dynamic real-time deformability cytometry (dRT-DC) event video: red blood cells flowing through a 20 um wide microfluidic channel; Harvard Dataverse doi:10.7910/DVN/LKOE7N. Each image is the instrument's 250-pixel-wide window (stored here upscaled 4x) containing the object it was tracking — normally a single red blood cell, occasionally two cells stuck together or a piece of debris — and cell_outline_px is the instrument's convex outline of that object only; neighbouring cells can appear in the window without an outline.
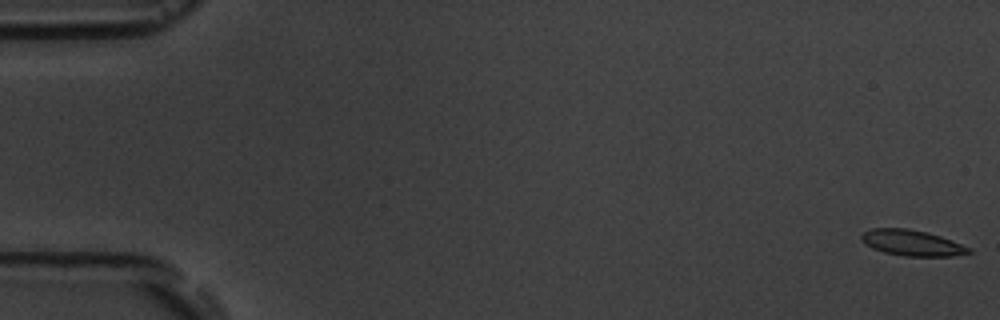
{"species": "common noctule bat (a hibernating species)", "species_latin": "Nyctalus noctula", "temperature_condition": "room temperature", "stored_images_in_passage": 10, "camera_frame_rate_fps": 3000, "um_per_image_px": 0.085, "animal": {"sex": "male", "body_mass_g": 19.5, "forearm_length_mm": 54.6}, "frame": {"image": 1, "passage_image": 1, "time_ms": 0.0, "image_size_px": [1000, 320], "cell_outline_px": [[972, 252], [952, 256], [904, 256], [884, 252], [872, 248], [860, 240], [860, 236], [864, 232], [872, 228], [908, 228], [928, 232], [952, 240], [972, 248]], "centroid_in_image_um": [77.52, 20.64], "position_along_channel_um": 7.5, "area_um2": 16.24}}
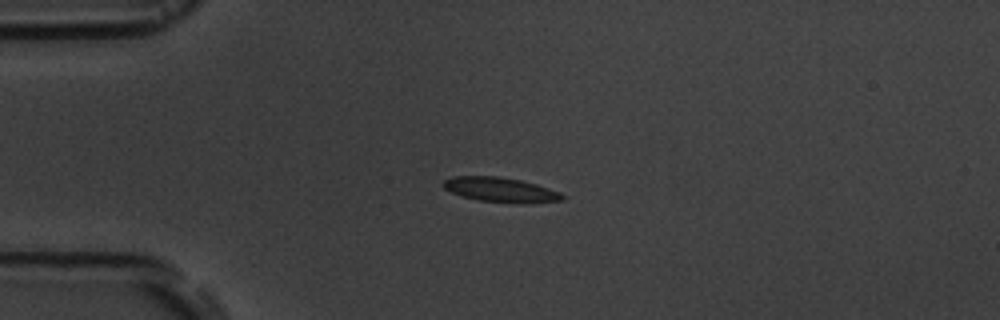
{"frame": {"image": 2, "passage_image": 5, "time_ms": 4.333, "image_size_px": [1000, 320], "cell_outline_px": [[564, 200], [524, 204], [476, 200], [460, 196], [444, 188], [444, 180], [452, 176], [500, 176], [520, 180], [536, 184], [560, 192], [564, 196]], "centroid_in_image_um": [42.56, 16.14], "position_along_channel_um": 42.4, "area_um2": 17.22}}
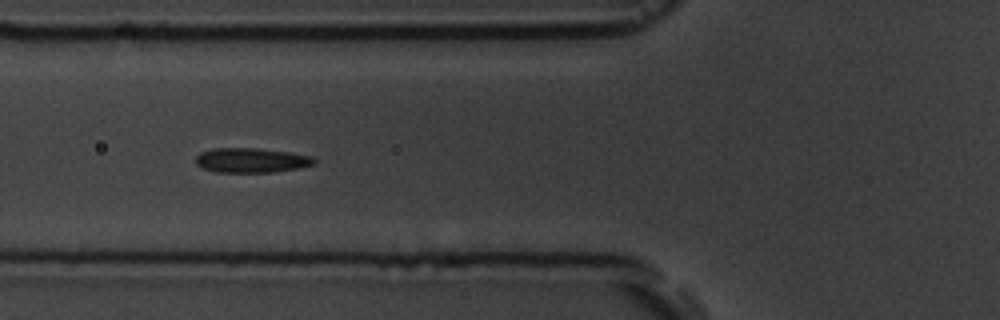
{"frame": {"image": 3, "passage_image": 7, "time_ms": 6.667, "image_size_px": [1000, 320], "cell_outline_px": [[316, 160], [312, 164], [300, 168], [276, 172], [216, 172], [204, 168], [196, 164], [196, 156], [200, 152], [212, 148], [252, 148], [288, 152], [312, 156]], "centroid_in_image_um": [21.34, 13.62], "position_along_channel_um": 104.5, "area_um2": 16.94}}